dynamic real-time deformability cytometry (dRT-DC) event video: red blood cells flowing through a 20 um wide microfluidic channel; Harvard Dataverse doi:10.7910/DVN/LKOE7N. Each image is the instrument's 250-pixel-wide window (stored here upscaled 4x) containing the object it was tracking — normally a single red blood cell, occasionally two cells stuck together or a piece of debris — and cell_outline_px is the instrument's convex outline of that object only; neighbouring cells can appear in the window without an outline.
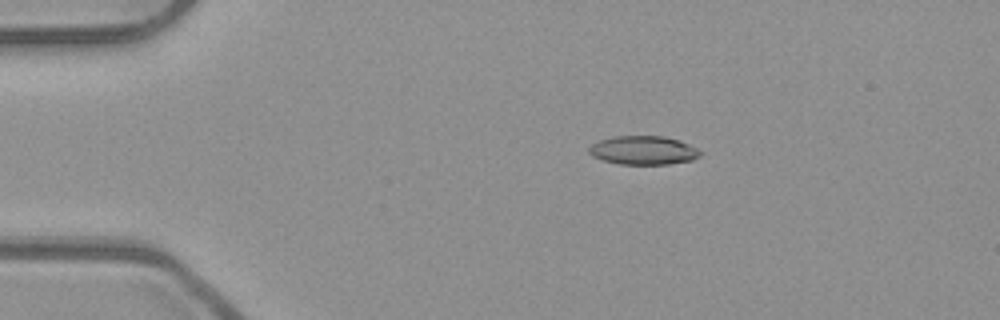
{"species": "common noctule bat (a hibernating species)", "species_latin": "Nyctalus noctula", "temperature_condition": "room temperature", "stored_images_in_passage": 53, "camera_frame_rate_fps": 3000, "um_per_image_px": 0.085, "animal": {"sex": "male", "body_mass_g": 23.1, "forearm_length_mm": 52.7}, "frame": {"image": 1, "passage_image": 11, "time_ms": 3.333, "image_size_px": [1000, 320], "cell_outline_px": [[704, 152], [700, 156], [692, 160], [668, 164], [620, 164], [604, 160], [592, 156], [588, 152], [588, 148], [592, 144], [600, 140], [612, 136], [664, 136], [680, 140]], "centroid_in_image_um": [54.7, 12.77], "position_along_channel_um": 30.3, "area_um2": 18.67}}
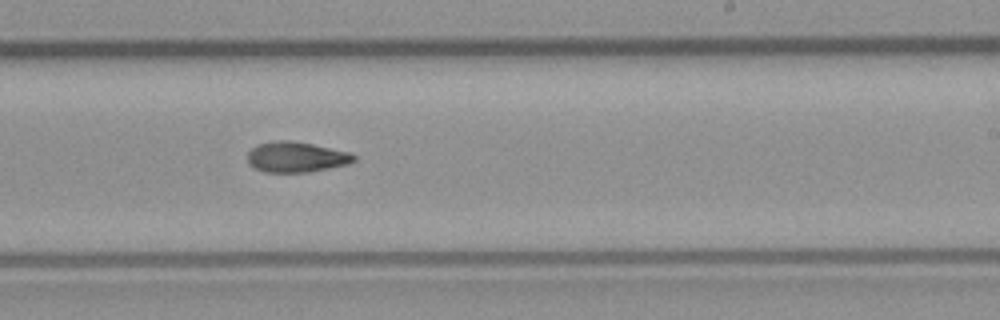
{"frame": {"image": 2, "passage_image": 33, "time_ms": 10.667, "image_size_px": [1000, 320], "cell_outline_px": [[356, 160], [348, 164], [308, 172], [264, 172], [252, 168], [248, 164], [248, 152], [256, 144], [276, 140], [288, 140], [312, 144], [348, 152], [356, 156]], "centroid_in_image_um": [25.13, 13.35], "position_along_channel_um": 263.9, "area_um2": 18.9}}
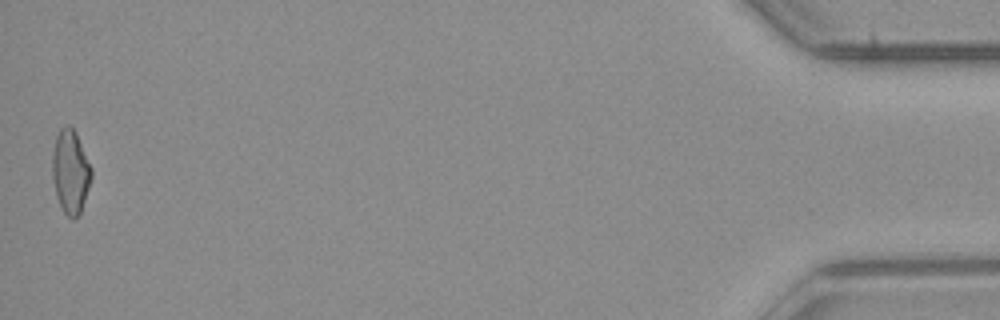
{"frame": {"image": 3, "passage_image": 53, "time_ms": 17.333, "image_size_px": [1000, 320], "cell_outline_px": [[92, 176], [80, 212], [72, 220], [64, 212], [56, 196], [52, 176], [52, 152], [56, 136], [60, 128], [64, 124], [68, 124], [76, 132], [92, 168]], "centroid_in_image_um": [5.97, 14.54], "position_along_channel_um": 429.2, "area_um2": 19.02}, "authors_computed_cell_mechanics": {"area_um2": 18.9006, "velocity_mm_per_s": 3.9562, "shape_relaxation_time_tau1_ms": 8.4203, "shape_relaxation_time_tau2_ms": 4.2186, "deformation_change_tau1": 0.2147, "deformation_change_tau2": 0.1202}}